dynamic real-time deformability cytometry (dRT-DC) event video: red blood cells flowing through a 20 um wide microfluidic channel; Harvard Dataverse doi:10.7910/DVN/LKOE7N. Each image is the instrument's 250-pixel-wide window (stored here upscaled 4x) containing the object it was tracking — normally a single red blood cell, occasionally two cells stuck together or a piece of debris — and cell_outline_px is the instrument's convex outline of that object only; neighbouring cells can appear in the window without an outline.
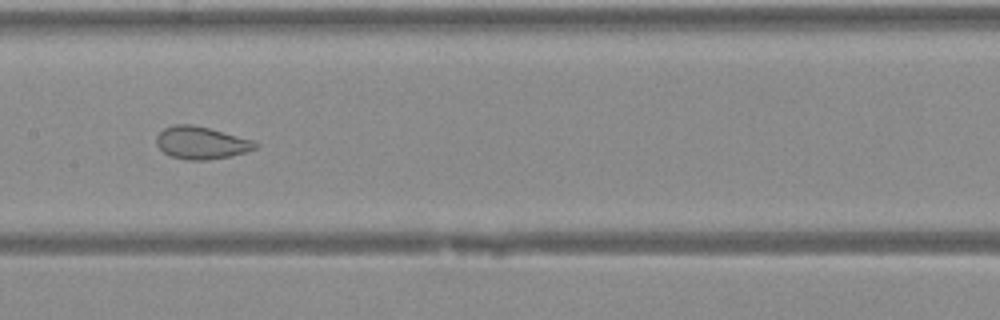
{"species": "Egyptian fruit bat (a non-hibernating species)", "species_latin": "Rousettus aegyptiacus", "temperature_condition": "warm", "stored_images_in_passage": 43, "camera_frame_rate_fps": 3000, "um_per_image_px": 0.085, "animal": {"sex": "female"}, "frame": {"image": 1, "passage_image": 23, "time_ms": 7.333, "image_size_px": [1000, 320], "cell_outline_px": [[260, 144], [256, 148], [232, 156], [204, 160], [188, 160], [172, 156], [164, 152], [156, 144], [156, 136], [164, 128], [176, 124], [192, 124], [208, 128], [252, 140]], "centroid_in_image_um": [17.09, 12.14], "position_along_channel_um": 190.3, "area_um2": 18.5}}
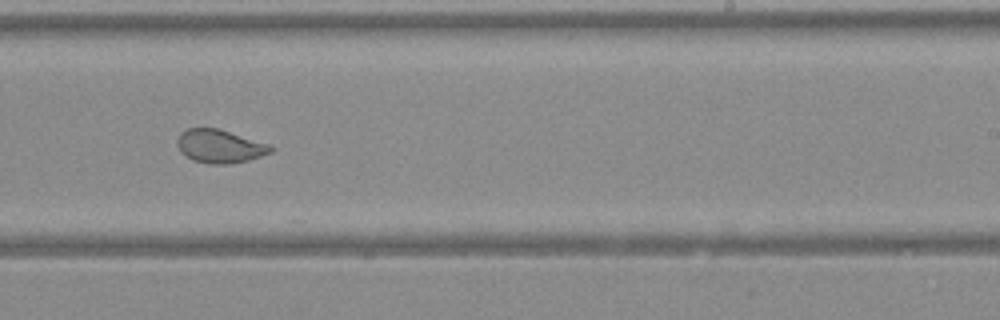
{"frame": {"image": 2, "passage_image": 28, "time_ms": 9.0, "image_size_px": [1000, 320], "cell_outline_px": [[276, 148], [272, 152], [248, 160], [228, 164], [208, 164], [192, 160], [180, 152], [176, 144], [176, 140], [180, 132], [188, 128], [220, 128], [268, 144]], "centroid_in_image_um": [18.65, 12.43], "position_along_channel_um": 270.3, "area_um2": 18.38}}
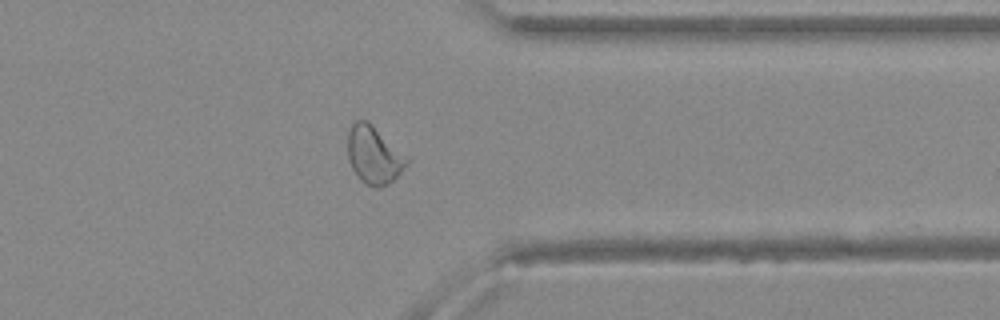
{"frame": {"image": 3, "passage_image": 35, "time_ms": 11.333, "image_size_px": [1000, 320], "cell_outline_px": [[408, 164], [392, 180], [376, 188], [360, 180], [352, 168], [348, 160], [348, 132], [352, 124], [356, 120], [368, 120], [408, 160]], "centroid_in_image_um": [31.72, 13.16], "position_along_channel_um": 379.7, "area_um2": 19.13}}